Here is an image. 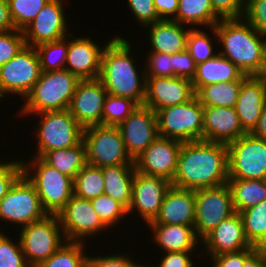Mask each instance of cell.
<instances>
[{
    "mask_svg": "<svg viewBox=\"0 0 266 267\" xmlns=\"http://www.w3.org/2000/svg\"><path fill=\"white\" fill-rule=\"evenodd\" d=\"M171 182L158 176L145 175L135 171L132 185V201L127 214L136 212L146 225L155 220ZM132 213V214H131Z\"/></svg>",
    "mask_w": 266,
    "mask_h": 267,
    "instance_id": "obj_17",
    "label": "cell"
},
{
    "mask_svg": "<svg viewBox=\"0 0 266 267\" xmlns=\"http://www.w3.org/2000/svg\"><path fill=\"white\" fill-rule=\"evenodd\" d=\"M235 212L240 213L266 199V179H228Z\"/></svg>",
    "mask_w": 266,
    "mask_h": 267,
    "instance_id": "obj_32",
    "label": "cell"
},
{
    "mask_svg": "<svg viewBox=\"0 0 266 267\" xmlns=\"http://www.w3.org/2000/svg\"><path fill=\"white\" fill-rule=\"evenodd\" d=\"M146 77H173V54L150 51L146 54Z\"/></svg>",
    "mask_w": 266,
    "mask_h": 267,
    "instance_id": "obj_43",
    "label": "cell"
},
{
    "mask_svg": "<svg viewBox=\"0 0 266 267\" xmlns=\"http://www.w3.org/2000/svg\"><path fill=\"white\" fill-rule=\"evenodd\" d=\"M202 246L204 247L202 250L209 257L222 253L238 252L252 247L246 238L240 213L235 212L219 223L202 239Z\"/></svg>",
    "mask_w": 266,
    "mask_h": 267,
    "instance_id": "obj_22",
    "label": "cell"
},
{
    "mask_svg": "<svg viewBox=\"0 0 266 267\" xmlns=\"http://www.w3.org/2000/svg\"><path fill=\"white\" fill-rule=\"evenodd\" d=\"M84 242L65 241L48 259L36 267H86Z\"/></svg>",
    "mask_w": 266,
    "mask_h": 267,
    "instance_id": "obj_35",
    "label": "cell"
},
{
    "mask_svg": "<svg viewBox=\"0 0 266 267\" xmlns=\"http://www.w3.org/2000/svg\"><path fill=\"white\" fill-rule=\"evenodd\" d=\"M41 73L37 50L25 45L11 60L0 66V102L9 94L25 99Z\"/></svg>",
    "mask_w": 266,
    "mask_h": 267,
    "instance_id": "obj_10",
    "label": "cell"
},
{
    "mask_svg": "<svg viewBox=\"0 0 266 267\" xmlns=\"http://www.w3.org/2000/svg\"><path fill=\"white\" fill-rule=\"evenodd\" d=\"M80 79L70 71L42 72L31 92L20 106L19 115L30 116L46 111H62L69 108Z\"/></svg>",
    "mask_w": 266,
    "mask_h": 267,
    "instance_id": "obj_4",
    "label": "cell"
},
{
    "mask_svg": "<svg viewBox=\"0 0 266 267\" xmlns=\"http://www.w3.org/2000/svg\"><path fill=\"white\" fill-rule=\"evenodd\" d=\"M153 2L161 20H173L176 17L178 0H153Z\"/></svg>",
    "mask_w": 266,
    "mask_h": 267,
    "instance_id": "obj_53",
    "label": "cell"
},
{
    "mask_svg": "<svg viewBox=\"0 0 266 267\" xmlns=\"http://www.w3.org/2000/svg\"><path fill=\"white\" fill-rule=\"evenodd\" d=\"M182 143L175 139L158 137L134 160L136 171L172 182Z\"/></svg>",
    "mask_w": 266,
    "mask_h": 267,
    "instance_id": "obj_19",
    "label": "cell"
},
{
    "mask_svg": "<svg viewBox=\"0 0 266 267\" xmlns=\"http://www.w3.org/2000/svg\"><path fill=\"white\" fill-rule=\"evenodd\" d=\"M159 137L180 142L203 140V106L195 96L189 102L156 112Z\"/></svg>",
    "mask_w": 266,
    "mask_h": 267,
    "instance_id": "obj_7",
    "label": "cell"
},
{
    "mask_svg": "<svg viewBox=\"0 0 266 267\" xmlns=\"http://www.w3.org/2000/svg\"><path fill=\"white\" fill-rule=\"evenodd\" d=\"M257 251L263 252L266 254V235L264 238L255 246Z\"/></svg>",
    "mask_w": 266,
    "mask_h": 267,
    "instance_id": "obj_58",
    "label": "cell"
},
{
    "mask_svg": "<svg viewBox=\"0 0 266 267\" xmlns=\"http://www.w3.org/2000/svg\"><path fill=\"white\" fill-rule=\"evenodd\" d=\"M16 29L12 18L7 0H0V32H9Z\"/></svg>",
    "mask_w": 266,
    "mask_h": 267,
    "instance_id": "obj_54",
    "label": "cell"
},
{
    "mask_svg": "<svg viewBox=\"0 0 266 267\" xmlns=\"http://www.w3.org/2000/svg\"><path fill=\"white\" fill-rule=\"evenodd\" d=\"M147 228L152 230L154 244L163 253L197 251L196 248L201 240L197 237L193 225H171L161 223H148Z\"/></svg>",
    "mask_w": 266,
    "mask_h": 267,
    "instance_id": "obj_26",
    "label": "cell"
},
{
    "mask_svg": "<svg viewBox=\"0 0 266 267\" xmlns=\"http://www.w3.org/2000/svg\"><path fill=\"white\" fill-rule=\"evenodd\" d=\"M87 164L96 167L135 165L117 126H91L83 131Z\"/></svg>",
    "mask_w": 266,
    "mask_h": 267,
    "instance_id": "obj_9",
    "label": "cell"
},
{
    "mask_svg": "<svg viewBox=\"0 0 266 267\" xmlns=\"http://www.w3.org/2000/svg\"><path fill=\"white\" fill-rule=\"evenodd\" d=\"M25 45L21 30L0 32V66L11 60Z\"/></svg>",
    "mask_w": 266,
    "mask_h": 267,
    "instance_id": "obj_44",
    "label": "cell"
},
{
    "mask_svg": "<svg viewBox=\"0 0 266 267\" xmlns=\"http://www.w3.org/2000/svg\"><path fill=\"white\" fill-rule=\"evenodd\" d=\"M107 94L99 79L78 82L68 110L83 129L102 125V111Z\"/></svg>",
    "mask_w": 266,
    "mask_h": 267,
    "instance_id": "obj_18",
    "label": "cell"
},
{
    "mask_svg": "<svg viewBox=\"0 0 266 267\" xmlns=\"http://www.w3.org/2000/svg\"><path fill=\"white\" fill-rule=\"evenodd\" d=\"M246 238L256 246L266 235V199L240 212Z\"/></svg>",
    "mask_w": 266,
    "mask_h": 267,
    "instance_id": "obj_38",
    "label": "cell"
},
{
    "mask_svg": "<svg viewBox=\"0 0 266 267\" xmlns=\"http://www.w3.org/2000/svg\"><path fill=\"white\" fill-rule=\"evenodd\" d=\"M22 174V160L16 158L0 162V200L8 193L9 189Z\"/></svg>",
    "mask_w": 266,
    "mask_h": 267,
    "instance_id": "obj_48",
    "label": "cell"
},
{
    "mask_svg": "<svg viewBox=\"0 0 266 267\" xmlns=\"http://www.w3.org/2000/svg\"><path fill=\"white\" fill-rule=\"evenodd\" d=\"M41 158L60 173L74 179L87 164L86 145L82 141L70 148L48 151Z\"/></svg>",
    "mask_w": 266,
    "mask_h": 267,
    "instance_id": "obj_31",
    "label": "cell"
},
{
    "mask_svg": "<svg viewBox=\"0 0 266 267\" xmlns=\"http://www.w3.org/2000/svg\"><path fill=\"white\" fill-rule=\"evenodd\" d=\"M228 184L195 190V222L197 237L202 240L223 220L234 214Z\"/></svg>",
    "mask_w": 266,
    "mask_h": 267,
    "instance_id": "obj_13",
    "label": "cell"
},
{
    "mask_svg": "<svg viewBox=\"0 0 266 267\" xmlns=\"http://www.w3.org/2000/svg\"><path fill=\"white\" fill-rule=\"evenodd\" d=\"M259 77L266 79V37H264L263 65Z\"/></svg>",
    "mask_w": 266,
    "mask_h": 267,
    "instance_id": "obj_57",
    "label": "cell"
},
{
    "mask_svg": "<svg viewBox=\"0 0 266 267\" xmlns=\"http://www.w3.org/2000/svg\"><path fill=\"white\" fill-rule=\"evenodd\" d=\"M101 169L105 182L104 193L128 209L132 201L135 165L105 166Z\"/></svg>",
    "mask_w": 266,
    "mask_h": 267,
    "instance_id": "obj_29",
    "label": "cell"
},
{
    "mask_svg": "<svg viewBox=\"0 0 266 267\" xmlns=\"http://www.w3.org/2000/svg\"><path fill=\"white\" fill-rule=\"evenodd\" d=\"M248 76L229 59L217 53L214 57L197 64L196 74L192 79L195 93L205 85L245 80Z\"/></svg>",
    "mask_w": 266,
    "mask_h": 267,
    "instance_id": "obj_28",
    "label": "cell"
},
{
    "mask_svg": "<svg viewBox=\"0 0 266 267\" xmlns=\"http://www.w3.org/2000/svg\"><path fill=\"white\" fill-rule=\"evenodd\" d=\"M195 97L192 80L182 77H146L143 105L154 112L189 102Z\"/></svg>",
    "mask_w": 266,
    "mask_h": 267,
    "instance_id": "obj_20",
    "label": "cell"
},
{
    "mask_svg": "<svg viewBox=\"0 0 266 267\" xmlns=\"http://www.w3.org/2000/svg\"><path fill=\"white\" fill-rule=\"evenodd\" d=\"M243 267H266V254L255 250L245 260Z\"/></svg>",
    "mask_w": 266,
    "mask_h": 267,
    "instance_id": "obj_55",
    "label": "cell"
},
{
    "mask_svg": "<svg viewBox=\"0 0 266 267\" xmlns=\"http://www.w3.org/2000/svg\"><path fill=\"white\" fill-rule=\"evenodd\" d=\"M243 18L266 37V0H245Z\"/></svg>",
    "mask_w": 266,
    "mask_h": 267,
    "instance_id": "obj_45",
    "label": "cell"
},
{
    "mask_svg": "<svg viewBox=\"0 0 266 267\" xmlns=\"http://www.w3.org/2000/svg\"><path fill=\"white\" fill-rule=\"evenodd\" d=\"M50 0H7L17 30H23Z\"/></svg>",
    "mask_w": 266,
    "mask_h": 267,
    "instance_id": "obj_41",
    "label": "cell"
},
{
    "mask_svg": "<svg viewBox=\"0 0 266 267\" xmlns=\"http://www.w3.org/2000/svg\"><path fill=\"white\" fill-rule=\"evenodd\" d=\"M39 122L35 127L37 149L33 157H42L46 152L65 149L83 141L84 129L68 109L38 113Z\"/></svg>",
    "mask_w": 266,
    "mask_h": 267,
    "instance_id": "obj_6",
    "label": "cell"
},
{
    "mask_svg": "<svg viewBox=\"0 0 266 267\" xmlns=\"http://www.w3.org/2000/svg\"><path fill=\"white\" fill-rule=\"evenodd\" d=\"M145 27L150 28L147 34L150 51L175 54L187 50V39L191 29L188 26L173 20H161Z\"/></svg>",
    "mask_w": 266,
    "mask_h": 267,
    "instance_id": "obj_27",
    "label": "cell"
},
{
    "mask_svg": "<svg viewBox=\"0 0 266 267\" xmlns=\"http://www.w3.org/2000/svg\"><path fill=\"white\" fill-rule=\"evenodd\" d=\"M32 159L29 162L22 160L23 174L34 185L47 214L57 215L73 196V179L60 173L41 157Z\"/></svg>",
    "mask_w": 266,
    "mask_h": 267,
    "instance_id": "obj_5",
    "label": "cell"
},
{
    "mask_svg": "<svg viewBox=\"0 0 266 267\" xmlns=\"http://www.w3.org/2000/svg\"><path fill=\"white\" fill-rule=\"evenodd\" d=\"M245 134L235 108L203 107L204 141L228 145Z\"/></svg>",
    "mask_w": 266,
    "mask_h": 267,
    "instance_id": "obj_24",
    "label": "cell"
},
{
    "mask_svg": "<svg viewBox=\"0 0 266 267\" xmlns=\"http://www.w3.org/2000/svg\"><path fill=\"white\" fill-rule=\"evenodd\" d=\"M195 190L171 187L167 190L160 211L154 221L171 225H194Z\"/></svg>",
    "mask_w": 266,
    "mask_h": 267,
    "instance_id": "obj_25",
    "label": "cell"
},
{
    "mask_svg": "<svg viewBox=\"0 0 266 267\" xmlns=\"http://www.w3.org/2000/svg\"><path fill=\"white\" fill-rule=\"evenodd\" d=\"M75 34L68 35V52L64 69L76 75L80 80L98 79L105 45H98L99 43L93 41L90 36L76 38Z\"/></svg>",
    "mask_w": 266,
    "mask_h": 267,
    "instance_id": "obj_21",
    "label": "cell"
},
{
    "mask_svg": "<svg viewBox=\"0 0 266 267\" xmlns=\"http://www.w3.org/2000/svg\"><path fill=\"white\" fill-rule=\"evenodd\" d=\"M17 238L30 267L54 254L66 241L57 215H47L19 229Z\"/></svg>",
    "mask_w": 266,
    "mask_h": 267,
    "instance_id": "obj_8",
    "label": "cell"
},
{
    "mask_svg": "<svg viewBox=\"0 0 266 267\" xmlns=\"http://www.w3.org/2000/svg\"><path fill=\"white\" fill-rule=\"evenodd\" d=\"M44 210L34 185L22 174L0 200V221L22 228L43 219ZM13 223V224H12Z\"/></svg>",
    "mask_w": 266,
    "mask_h": 267,
    "instance_id": "obj_12",
    "label": "cell"
},
{
    "mask_svg": "<svg viewBox=\"0 0 266 267\" xmlns=\"http://www.w3.org/2000/svg\"><path fill=\"white\" fill-rule=\"evenodd\" d=\"M212 37H209V33L201 30L200 28H192L189 31V36L187 39V51L190 53V56L194 59L196 64L205 62L210 58L214 57L218 51H214L216 48L212 41H217V35L215 28L211 27ZM214 37V38H213ZM214 39V40H213ZM215 46V47H214Z\"/></svg>",
    "mask_w": 266,
    "mask_h": 267,
    "instance_id": "obj_39",
    "label": "cell"
},
{
    "mask_svg": "<svg viewBox=\"0 0 266 267\" xmlns=\"http://www.w3.org/2000/svg\"><path fill=\"white\" fill-rule=\"evenodd\" d=\"M104 177L100 167L86 164L73 179V195L91 200L104 194Z\"/></svg>",
    "mask_w": 266,
    "mask_h": 267,
    "instance_id": "obj_34",
    "label": "cell"
},
{
    "mask_svg": "<svg viewBox=\"0 0 266 267\" xmlns=\"http://www.w3.org/2000/svg\"><path fill=\"white\" fill-rule=\"evenodd\" d=\"M228 179L227 144L204 140L182 143L172 186L198 190L224 185Z\"/></svg>",
    "mask_w": 266,
    "mask_h": 267,
    "instance_id": "obj_1",
    "label": "cell"
},
{
    "mask_svg": "<svg viewBox=\"0 0 266 267\" xmlns=\"http://www.w3.org/2000/svg\"><path fill=\"white\" fill-rule=\"evenodd\" d=\"M221 19L214 13L211 0H178L177 15L173 19L192 28L214 27Z\"/></svg>",
    "mask_w": 266,
    "mask_h": 267,
    "instance_id": "obj_30",
    "label": "cell"
},
{
    "mask_svg": "<svg viewBox=\"0 0 266 267\" xmlns=\"http://www.w3.org/2000/svg\"><path fill=\"white\" fill-rule=\"evenodd\" d=\"M64 1L50 0L23 30L25 44L36 47L39 44L68 37ZM66 16V17H65Z\"/></svg>",
    "mask_w": 266,
    "mask_h": 267,
    "instance_id": "obj_16",
    "label": "cell"
},
{
    "mask_svg": "<svg viewBox=\"0 0 266 267\" xmlns=\"http://www.w3.org/2000/svg\"><path fill=\"white\" fill-rule=\"evenodd\" d=\"M139 107V104L129 98L107 94L102 111L103 126H118Z\"/></svg>",
    "mask_w": 266,
    "mask_h": 267,
    "instance_id": "obj_37",
    "label": "cell"
},
{
    "mask_svg": "<svg viewBox=\"0 0 266 267\" xmlns=\"http://www.w3.org/2000/svg\"><path fill=\"white\" fill-rule=\"evenodd\" d=\"M130 44L129 40L119 35L105 43L98 79L108 94L129 98L143 105L146 93L145 68L137 69Z\"/></svg>",
    "mask_w": 266,
    "mask_h": 267,
    "instance_id": "obj_2",
    "label": "cell"
},
{
    "mask_svg": "<svg viewBox=\"0 0 266 267\" xmlns=\"http://www.w3.org/2000/svg\"><path fill=\"white\" fill-rule=\"evenodd\" d=\"M91 204L101 221L108 228L117 226L126 216L128 217L127 209L105 193L91 199Z\"/></svg>",
    "mask_w": 266,
    "mask_h": 267,
    "instance_id": "obj_40",
    "label": "cell"
},
{
    "mask_svg": "<svg viewBox=\"0 0 266 267\" xmlns=\"http://www.w3.org/2000/svg\"><path fill=\"white\" fill-rule=\"evenodd\" d=\"M219 54L229 59L243 74L259 76L263 65L264 37L244 18L221 19L214 25Z\"/></svg>",
    "mask_w": 266,
    "mask_h": 267,
    "instance_id": "obj_3",
    "label": "cell"
},
{
    "mask_svg": "<svg viewBox=\"0 0 266 267\" xmlns=\"http://www.w3.org/2000/svg\"><path fill=\"white\" fill-rule=\"evenodd\" d=\"M127 6L136 18L139 26H147L161 21L159 18L153 0H127Z\"/></svg>",
    "mask_w": 266,
    "mask_h": 267,
    "instance_id": "obj_47",
    "label": "cell"
},
{
    "mask_svg": "<svg viewBox=\"0 0 266 267\" xmlns=\"http://www.w3.org/2000/svg\"><path fill=\"white\" fill-rule=\"evenodd\" d=\"M0 229V267H30L22 251L19 238L13 240ZM13 240V241H12Z\"/></svg>",
    "mask_w": 266,
    "mask_h": 267,
    "instance_id": "obj_42",
    "label": "cell"
},
{
    "mask_svg": "<svg viewBox=\"0 0 266 267\" xmlns=\"http://www.w3.org/2000/svg\"><path fill=\"white\" fill-rule=\"evenodd\" d=\"M117 127L125 149L133 161L159 137L156 112L144 105H139Z\"/></svg>",
    "mask_w": 266,
    "mask_h": 267,
    "instance_id": "obj_15",
    "label": "cell"
},
{
    "mask_svg": "<svg viewBox=\"0 0 266 267\" xmlns=\"http://www.w3.org/2000/svg\"><path fill=\"white\" fill-rule=\"evenodd\" d=\"M68 37L46 42L35 47L42 72L63 70L68 52Z\"/></svg>",
    "mask_w": 266,
    "mask_h": 267,
    "instance_id": "obj_36",
    "label": "cell"
},
{
    "mask_svg": "<svg viewBox=\"0 0 266 267\" xmlns=\"http://www.w3.org/2000/svg\"><path fill=\"white\" fill-rule=\"evenodd\" d=\"M132 256L130 257L127 254H111L104 256H90V253L87 257L86 267H150L145 266L144 264L136 263L135 260H132Z\"/></svg>",
    "mask_w": 266,
    "mask_h": 267,
    "instance_id": "obj_46",
    "label": "cell"
},
{
    "mask_svg": "<svg viewBox=\"0 0 266 267\" xmlns=\"http://www.w3.org/2000/svg\"><path fill=\"white\" fill-rule=\"evenodd\" d=\"M57 216L66 241L85 243L89 237L108 229L92 207L91 200L76 195L70 198Z\"/></svg>",
    "mask_w": 266,
    "mask_h": 267,
    "instance_id": "obj_14",
    "label": "cell"
},
{
    "mask_svg": "<svg viewBox=\"0 0 266 267\" xmlns=\"http://www.w3.org/2000/svg\"><path fill=\"white\" fill-rule=\"evenodd\" d=\"M255 246L230 253L208 257L211 259V267H243L245 260L255 251Z\"/></svg>",
    "mask_w": 266,
    "mask_h": 267,
    "instance_id": "obj_50",
    "label": "cell"
},
{
    "mask_svg": "<svg viewBox=\"0 0 266 267\" xmlns=\"http://www.w3.org/2000/svg\"><path fill=\"white\" fill-rule=\"evenodd\" d=\"M193 254L194 252L191 251L166 252L163 254V258H160L157 267H194L192 257L195 255Z\"/></svg>",
    "mask_w": 266,
    "mask_h": 267,
    "instance_id": "obj_52",
    "label": "cell"
},
{
    "mask_svg": "<svg viewBox=\"0 0 266 267\" xmlns=\"http://www.w3.org/2000/svg\"><path fill=\"white\" fill-rule=\"evenodd\" d=\"M251 134L266 140V108L262 111L258 123Z\"/></svg>",
    "mask_w": 266,
    "mask_h": 267,
    "instance_id": "obj_56",
    "label": "cell"
},
{
    "mask_svg": "<svg viewBox=\"0 0 266 267\" xmlns=\"http://www.w3.org/2000/svg\"><path fill=\"white\" fill-rule=\"evenodd\" d=\"M227 149L229 179H266V140L246 133Z\"/></svg>",
    "mask_w": 266,
    "mask_h": 267,
    "instance_id": "obj_11",
    "label": "cell"
},
{
    "mask_svg": "<svg viewBox=\"0 0 266 267\" xmlns=\"http://www.w3.org/2000/svg\"><path fill=\"white\" fill-rule=\"evenodd\" d=\"M214 13L220 19H240L245 12V0H211Z\"/></svg>",
    "mask_w": 266,
    "mask_h": 267,
    "instance_id": "obj_49",
    "label": "cell"
},
{
    "mask_svg": "<svg viewBox=\"0 0 266 267\" xmlns=\"http://www.w3.org/2000/svg\"><path fill=\"white\" fill-rule=\"evenodd\" d=\"M173 63V72L176 77L189 80L194 78L197 64L187 50L173 54Z\"/></svg>",
    "mask_w": 266,
    "mask_h": 267,
    "instance_id": "obj_51",
    "label": "cell"
},
{
    "mask_svg": "<svg viewBox=\"0 0 266 267\" xmlns=\"http://www.w3.org/2000/svg\"><path fill=\"white\" fill-rule=\"evenodd\" d=\"M244 80L220 82L202 86L195 96L203 107H230L234 108L238 99L241 83Z\"/></svg>",
    "mask_w": 266,
    "mask_h": 267,
    "instance_id": "obj_33",
    "label": "cell"
},
{
    "mask_svg": "<svg viewBox=\"0 0 266 267\" xmlns=\"http://www.w3.org/2000/svg\"><path fill=\"white\" fill-rule=\"evenodd\" d=\"M235 111L241 127L251 133L256 127L262 111L266 108V79L248 76L242 83Z\"/></svg>",
    "mask_w": 266,
    "mask_h": 267,
    "instance_id": "obj_23",
    "label": "cell"
}]
</instances>
